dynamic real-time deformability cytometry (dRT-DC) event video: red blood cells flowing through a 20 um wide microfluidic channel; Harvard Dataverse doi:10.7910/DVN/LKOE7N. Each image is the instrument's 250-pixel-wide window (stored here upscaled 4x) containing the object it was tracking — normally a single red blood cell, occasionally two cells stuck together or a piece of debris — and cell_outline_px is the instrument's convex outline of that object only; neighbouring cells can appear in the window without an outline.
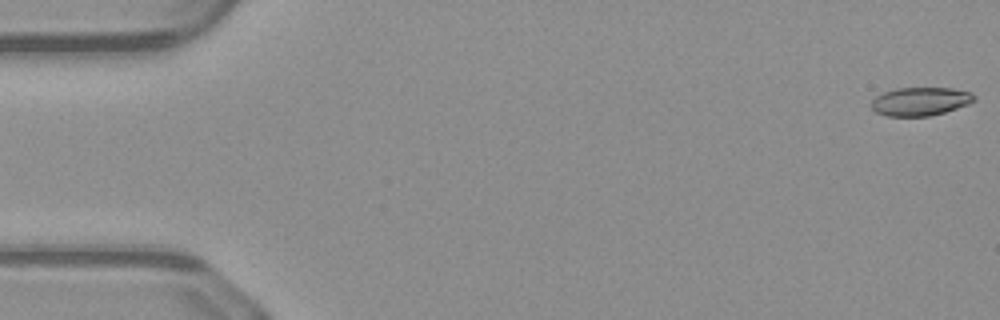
{"species": "common noctule bat (a hibernating species)", "species_latin": "Nyctalus noctula", "temperature_condition": "warm", "stored_images_in_passage": 50, "camera_frame_rate_fps": 3000, "um_per_image_px": 0.085, "animal": {"sex": "male", "body_mass_g": 23.1, "forearm_length_mm": 52.7}, "frame": {"image": 1, "passage_image": 1, "time_ms": 0.0, "image_size_px": [1000, 320], "cell_outline_px": [[976, 100], [968, 104], [944, 112], [928, 116], [888, 116], [876, 112], [872, 108], [872, 100], [876, 96], [884, 92], [896, 88], [952, 88], [968, 92], [976, 96]], "centroid_in_image_um": [78.22, 8.62], "position_along_channel_um": 6.8, "area_um2": 16.88}}
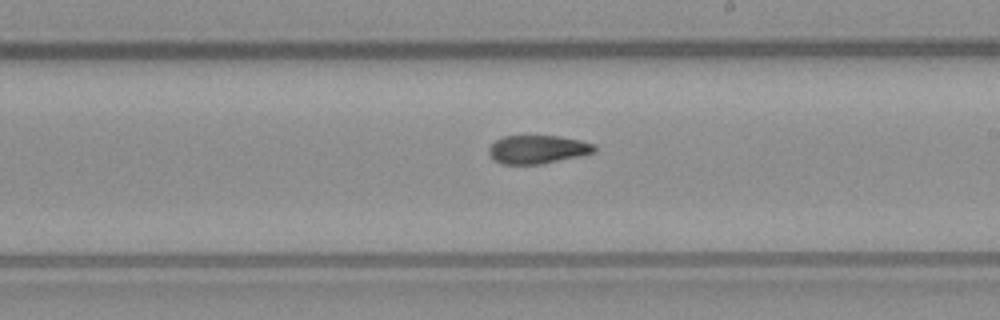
{"frame": {"image": 2, "passage_image": 29, "time_ms": 9.333, "image_size_px": [1000, 320], "cell_outline_px": [[596, 152], [580, 156], [540, 164], [500, 164], [492, 160], [488, 152], [488, 148], [496, 140], [504, 136], [560, 136], [580, 140], [596, 144]], "centroid_in_image_um": [45.69, 12.7], "position_along_channel_um": 243.3, "area_um2": 17.63}}
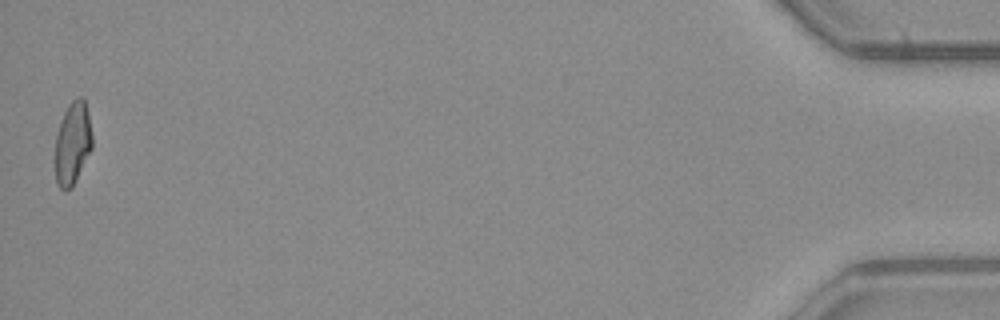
{"frame": {"image": 3, "passage_image": 50, "time_ms": 16.333, "image_size_px": [1000, 320], "cell_outline_px": [[92, 148], [72, 188], [60, 188], [56, 180], [52, 160], [56, 136], [60, 120], [68, 104], [76, 96], [84, 96], [92, 136]], "centroid_in_image_um": [6.13, 12.17], "position_along_channel_um": 429.1, "area_um2": 18.32}, "authors_computed_cell_mechanics": {"area_um2": 17.9758, "velocity_mm_per_s": 4.1378, "shape_relaxation_time_tau1_ms": 8.9411, "shape_relaxation_time_tau2_ms": 3.4442, "deformation_change_tau1": 0.246, "deformation_change_tau2": 0.106}}